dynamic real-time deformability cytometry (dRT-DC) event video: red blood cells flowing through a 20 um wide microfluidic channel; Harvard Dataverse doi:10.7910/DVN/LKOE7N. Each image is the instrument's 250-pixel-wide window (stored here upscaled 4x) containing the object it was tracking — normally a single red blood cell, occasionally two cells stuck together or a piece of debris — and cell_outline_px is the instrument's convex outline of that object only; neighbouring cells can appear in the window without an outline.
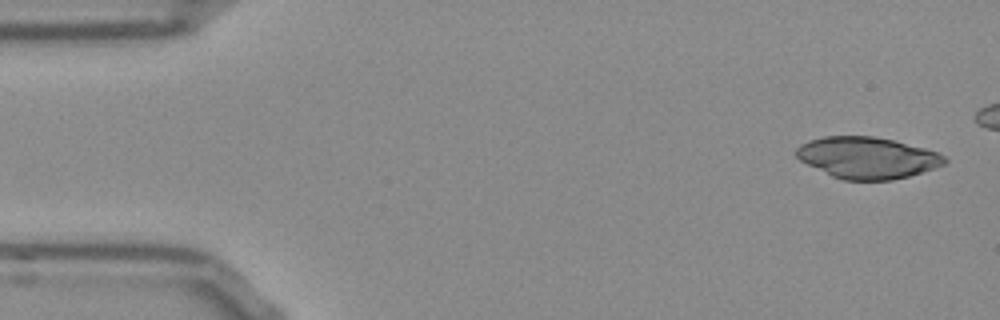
{"species": "Egyptian fruit bat (a non-hibernating species)", "species_latin": "Rousettus aegyptiacus", "temperature_condition": "room temperature", "stored_images_in_passage": 44, "camera_frame_rate_fps": 3000, "um_per_image_px": 0.085, "frame": {"image": 1, "passage_image": 1, "time_ms": 0.0, "image_size_px": [1000, 320], "cell_outline_px": [[948, 160], [944, 164], [908, 176], [892, 180], [844, 180], [832, 176], [800, 160], [796, 156], [796, 148], [800, 144], [808, 140], [824, 136], [872, 136], [892, 140], [924, 148], [936, 152], [944, 156]], "centroid_in_image_um": [73.68, 13.4], "position_along_channel_um": 11.3, "area_um2": 35.49}}